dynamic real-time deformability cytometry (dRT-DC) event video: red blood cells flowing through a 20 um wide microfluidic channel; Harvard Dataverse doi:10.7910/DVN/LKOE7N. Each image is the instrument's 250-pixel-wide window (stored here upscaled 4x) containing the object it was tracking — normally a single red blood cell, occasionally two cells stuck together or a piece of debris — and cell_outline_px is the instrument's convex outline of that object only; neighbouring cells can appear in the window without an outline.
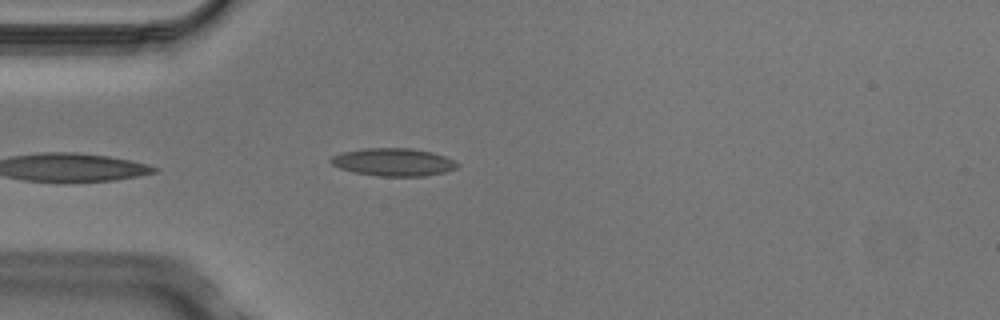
{"species": "Egyptian fruit bat (a non-hibernating species)", "species_latin": "Rousettus aegyptiacus", "temperature_condition": "cold", "stored_images_in_passage": 5, "camera_frame_rate_fps": 3000, "um_per_image_px": 0.085, "animal": {"sex": "male"}, "frame": {"image": 1, "passage_image": 5, "time_ms": 1.333, "image_size_px": [1000, 320], "cell_outline_px": [[460, 164], [456, 168], [444, 172], [424, 176], [380, 176], [352, 172], [340, 168], [332, 164], [328, 160], [332, 156], [340, 152], [364, 148], [412, 148], [432, 152], [456, 160]], "centroid_in_image_um": [33.43, 13.77], "position_along_channel_um": 51.6, "area_um2": 20.63}}